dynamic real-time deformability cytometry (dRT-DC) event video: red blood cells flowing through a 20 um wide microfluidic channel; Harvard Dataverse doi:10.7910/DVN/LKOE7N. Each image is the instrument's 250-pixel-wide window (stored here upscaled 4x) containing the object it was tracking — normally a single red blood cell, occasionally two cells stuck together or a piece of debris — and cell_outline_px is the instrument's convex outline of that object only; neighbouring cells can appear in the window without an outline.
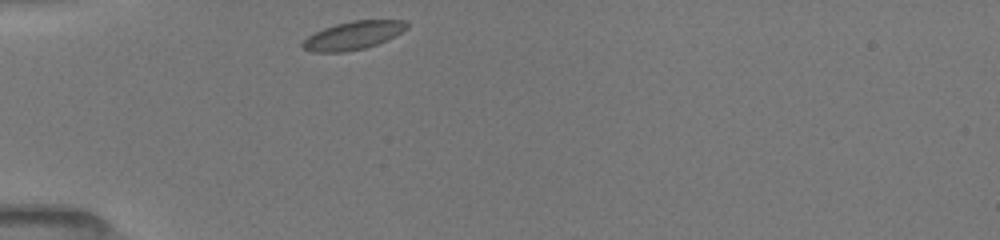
{"species": "common noctule bat (a hibernating species)", "species_latin": "Nyctalus noctula", "temperature_condition": "room temperature", "stored_images_in_passage": 21, "camera_frame_rate_fps": 3000, "um_per_image_px": 0.085, "animal": {"sex": "female", "body_mass_g": 19.5, "forearm_length_mm": 54.1}, "frame": {"image": 1, "passage_image": 1, "time_ms": 0.0, "image_size_px": [1000, 240], "cell_outline_px": [[408, 28], [396, 36], [376, 44], [364, 48], [344, 52], [312, 52], [304, 48], [300, 44], [308, 36], [324, 28], [336, 24], [352, 20], [408, 20]], "centroid_in_image_um": [30.05, 3.0], "position_along_channel_um": 55.0, "area_um2": 17.11}}
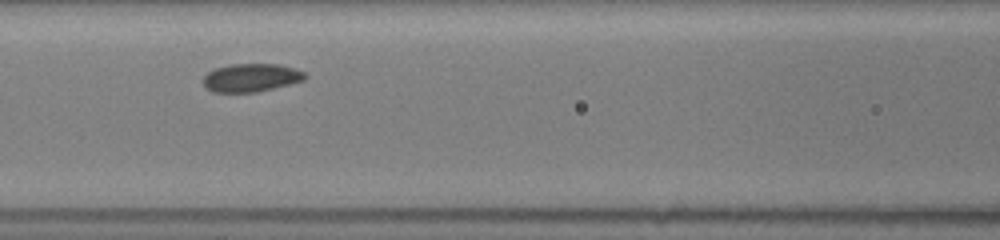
{"frame": {"image": 2, "passage_image": 11, "time_ms": 2.667, "image_size_px": [1000, 240], "cell_outline_px": [[308, 76], [304, 80], [256, 92], [212, 92], [204, 88], [200, 80], [208, 72], [216, 68], [232, 64], [280, 64], [304, 72]], "centroid_in_image_um": [21.28, 6.61], "position_along_channel_um": 145.3, "area_um2": 16.76}}
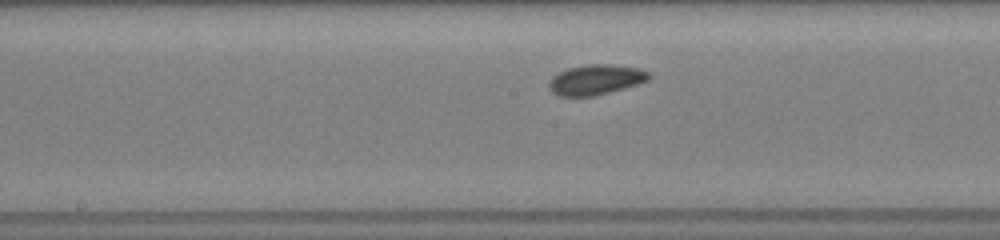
{"frame": {"image": 3, "passage_image": 17, "time_ms": 4.0, "image_size_px": [1000, 240], "cell_outline_px": [[652, 76], [648, 80], [624, 88], [592, 96], [556, 96], [548, 88], [548, 84], [552, 76], [568, 68], [588, 64], [612, 64], [640, 68], [652, 72]], "centroid_in_image_um": [50.65, 6.76], "position_along_channel_um": 197.5, "area_um2": 17.69}}